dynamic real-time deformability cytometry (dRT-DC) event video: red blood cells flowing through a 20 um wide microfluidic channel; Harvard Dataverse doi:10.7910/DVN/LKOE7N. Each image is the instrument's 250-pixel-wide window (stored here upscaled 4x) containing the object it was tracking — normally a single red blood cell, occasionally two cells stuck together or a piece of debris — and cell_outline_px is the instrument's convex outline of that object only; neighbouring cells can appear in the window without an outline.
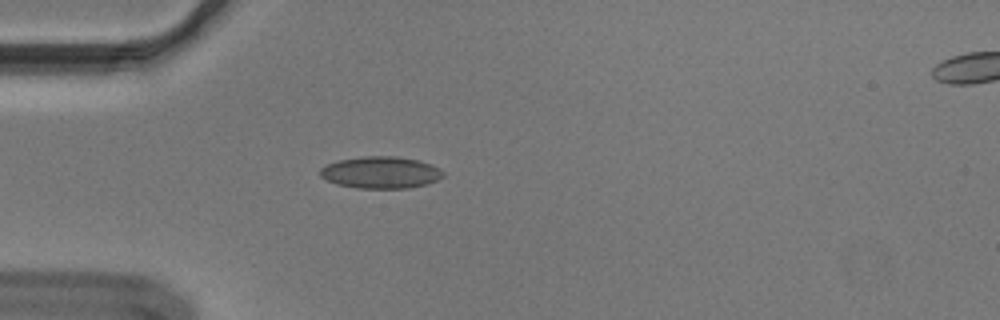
{"species": "Egyptian fruit bat (a non-hibernating species)", "species_latin": "Rousettus aegyptiacus", "temperature_condition": "cold", "stored_images_in_passage": 40, "camera_frame_rate_fps": 3000, "um_per_image_px": 0.085, "animal": {"sex": "male"}, "frame": {"image": 1, "passage_image": 1, "time_ms": 0.0, "image_size_px": [1000, 320], "cell_outline_px": [[444, 176], [428, 184], [408, 188], [356, 188], [336, 184], [320, 176], [320, 168], [328, 164], [340, 160], [364, 156], [396, 156], [416, 160], [432, 164], [440, 168], [444, 172]], "centroid_in_image_um": [32.39, 14.66], "position_along_channel_um": 52.6, "area_um2": 22.83}}
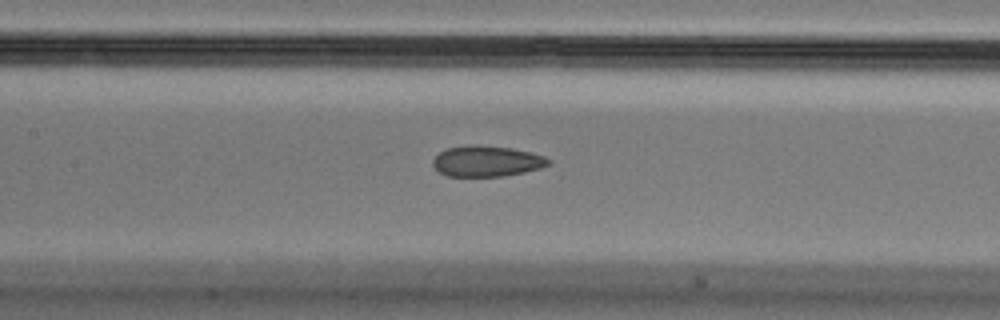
{"frame": {"image": 2, "passage_image": 11, "time_ms": 3.333, "image_size_px": [1000, 320], "cell_outline_px": [[552, 164], [540, 168], [524, 172], [504, 176], [448, 176], [440, 172], [432, 164], [432, 160], [440, 152], [448, 148], [468, 144], [476, 144], [512, 148], [544, 156], [552, 160]], "centroid_in_image_um": [41.39, 13.69], "position_along_channel_um": 166.0, "area_um2": 20.81}}
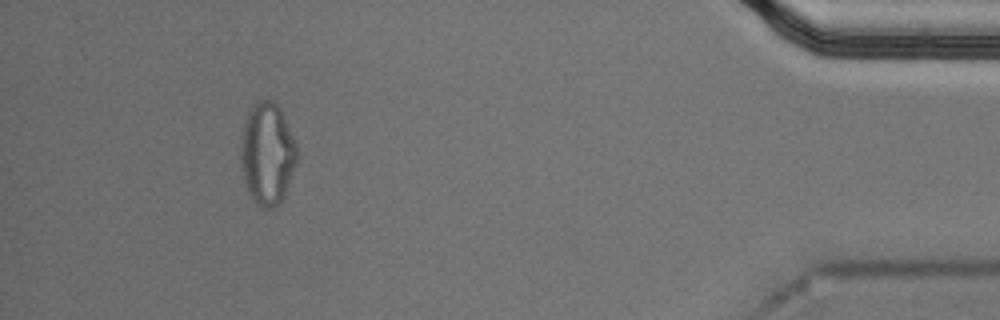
{"frame": {"image": 3, "passage_image": 36, "time_ms": 11.667, "image_size_px": [1000, 320], "cell_outline_px": [[296, 164], [284, 196], [272, 208], [264, 208], [248, 192], [240, 168], [240, 144], [244, 120], [248, 112], [260, 100], [272, 100], [280, 108], [296, 144]], "centroid_in_image_um": [22.69, 13.05], "position_along_channel_um": 412.5, "area_um2": 33.06}, "authors_computed_cell_mechanics": {"area_um2": 21.964, "velocity_mm_per_s": 3.6489, "shape_relaxation_time_tau1_ms": null, "shape_relaxation_time_tau2_ms": 2.1243, "deformation_change_tau1": null, "deformation_change_tau2": 0.0757}}